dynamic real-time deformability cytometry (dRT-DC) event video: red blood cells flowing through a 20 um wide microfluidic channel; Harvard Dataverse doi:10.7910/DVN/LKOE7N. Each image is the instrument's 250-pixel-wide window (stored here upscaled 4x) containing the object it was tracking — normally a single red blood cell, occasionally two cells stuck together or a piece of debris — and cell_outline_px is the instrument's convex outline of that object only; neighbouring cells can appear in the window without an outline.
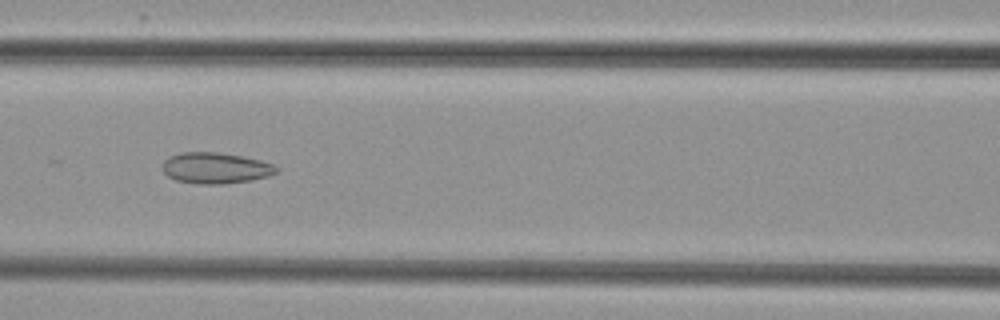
{"species": "common noctule bat (a hibernating species)", "species_latin": "Nyctalus noctula", "temperature_condition": "cold", "stored_images_in_passage": 9, "camera_frame_rate_fps": 3000, "um_per_image_px": 0.085, "animal": {"sex": "female", "body_mass_g": 29.2, "forearm_length_mm": 56.3}, "frame": {"image": 1, "passage_image": 7, "time_ms": 8.0, "image_size_px": [1000, 320], "cell_outline_px": [[280, 172], [268, 176], [252, 180], [224, 184], [196, 184], [176, 180], [168, 176], [164, 172], [164, 160], [168, 156], [180, 152], [216, 152], [240, 156], [260, 160], [272, 164], [280, 168]], "centroid_in_image_um": [18.34, 14.29], "position_along_channel_um": 148.3, "area_um2": 20.69}}
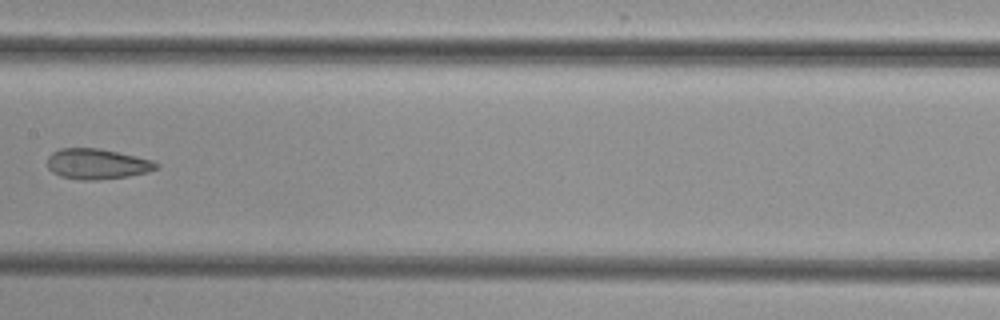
{"frame": {"image": 2, "passage_image": 8, "time_ms": 9.333, "image_size_px": [1000, 320], "cell_outline_px": [[160, 164], [156, 168], [148, 172], [128, 176], [96, 180], [80, 180], [60, 176], [52, 172], [48, 168], [48, 156], [52, 152], [60, 148], [100, 148], [136, 156], [152, 160]], "centroid_in_image_um": [8.23, 13.93], "position_along_channel_um": 199.2, "area_um2": 19.36}}
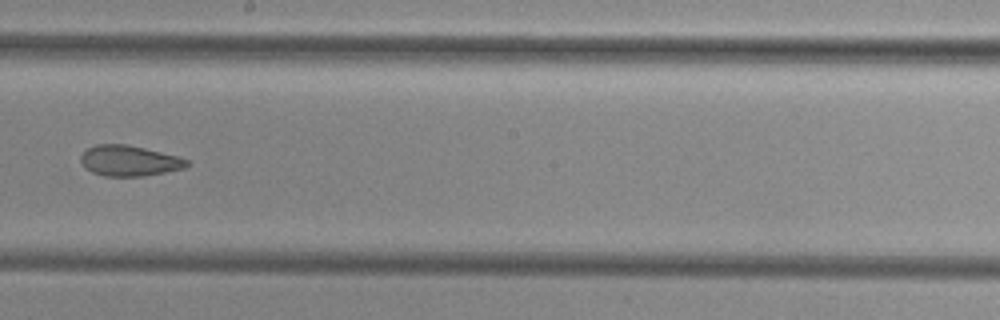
{"frame": {"image": 3, "passage_image": 9, "time_ms": 10.333, "image_size_px": [1000, 320], "cell_outline_px": [[192, 164], [184, 168], [144, 176], [104, 176], [92, 172], [84, 168], [80, 160], [80, 156], [88, 148], [96, 144], [124, 144], [144, 148], [176, 156], [188, 160]], "centroid_in_image_um": [10.96, 13.67], "position_along_channel_um": 237.2, "area_um2": 18.84}}